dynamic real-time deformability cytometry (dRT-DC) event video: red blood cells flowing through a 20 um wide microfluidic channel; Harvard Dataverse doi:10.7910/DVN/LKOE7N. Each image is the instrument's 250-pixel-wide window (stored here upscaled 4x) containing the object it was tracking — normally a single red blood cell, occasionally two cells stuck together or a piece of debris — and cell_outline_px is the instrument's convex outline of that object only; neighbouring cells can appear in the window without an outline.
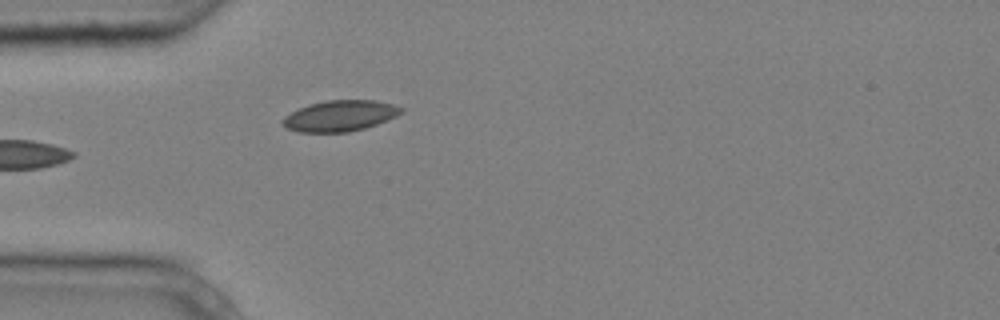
{"species": "common noctule bat (a hibernating species)", "species_latin": "Nyctalus noctula", "temperature_condition": "cold", "stored_images_in_passage": 4, "camera_frame_rate_fps": 3000, "um_per_image_px": 0.085, "animal": {"sex": "male", "body_mass_g": 20.4}, "frame": {"image": 1, "passage_image": 4, "time_ms": 1.0, "image_size_px": [1000, 320], "cell_outline_px": [[404, 112], [396, 116], [376, 124], [364, 128], [348, 132], [300, 132], [288, 128], [280, 124], [280, 120], [284, 116], [308, 104], [328, 100], [376, 100], [392, 104], [404, 108]], "centroid_in_image_um": [28.89, 9.84], "position_along_channel_um": 56.1, "area_um2": 21.33}}